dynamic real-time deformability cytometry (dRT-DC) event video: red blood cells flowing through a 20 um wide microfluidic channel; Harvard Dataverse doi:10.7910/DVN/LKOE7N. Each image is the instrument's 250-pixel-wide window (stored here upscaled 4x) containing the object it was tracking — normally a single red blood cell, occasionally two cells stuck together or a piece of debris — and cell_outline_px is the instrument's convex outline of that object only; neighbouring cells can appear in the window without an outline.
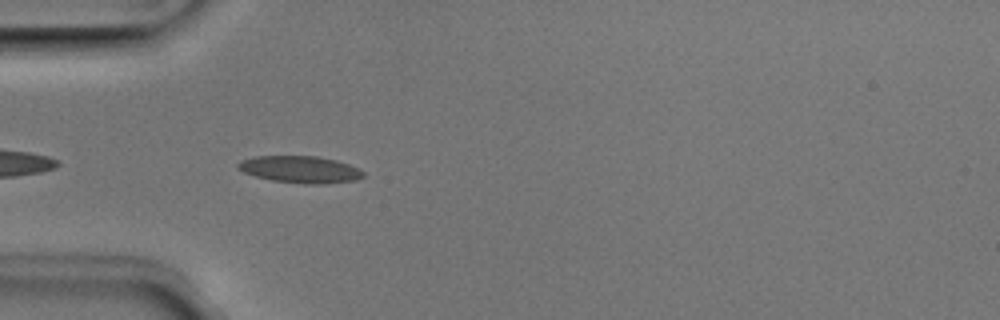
{"species": "Egyptian fruit bat (a non-hibernating species)", "species_latin": "Rousettus aegyptiacus", "temperature_condition": "room temperature", "stored_images_in_passage": 37, "camera_frame_rate_fps": 3000, "um_per_image_px": 0.085, "animal": {"sex": "male"}, "frame": {"image": 1, "passage_image": 2, "time_ms": 0.333, "image_size_px": [1000, 320], "cell_outline_px": [[364, 176], [356, 180], [324, 184], [304, 184], [272, 180], [256, 176], [244, 172], [236, 168], [236, 164], [240, 160], [256, 156], [316, 156], [336, 160], [360, 168], [364, 172]], "centroid_in_image_um": [25.52, 14.4], "position_along_channel_um": 59.5, "area_um2": 19.77}}
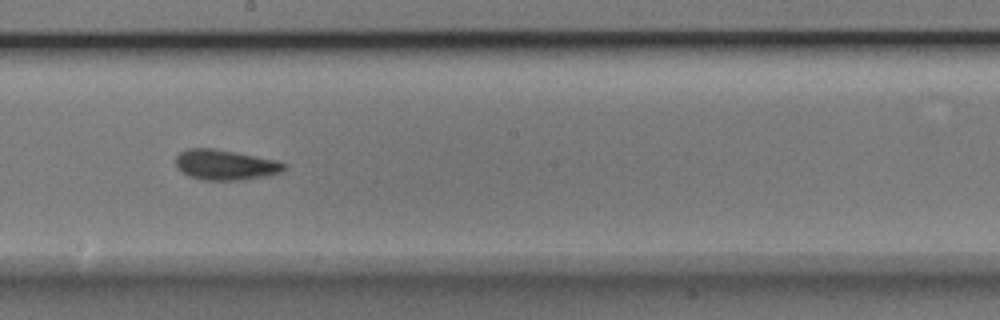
{"frame": {"image": 2, "passage_image": 15, "time_ms": 4.667, "image_size_px": [1000, 320], "cell_outline_px": [[288, 168], [280, 172], [264, 176], [244, 180], [204, 180], [188, 176], [176, 168], [176, 156], [180, 152], [188, 148], [212, 148], [236, 152], [276, 160], [288, 164]], "centroid_in_image_um": [19.15, 14.01], "position_along_channel_um": 229.1, "area_um2": 19.25}}
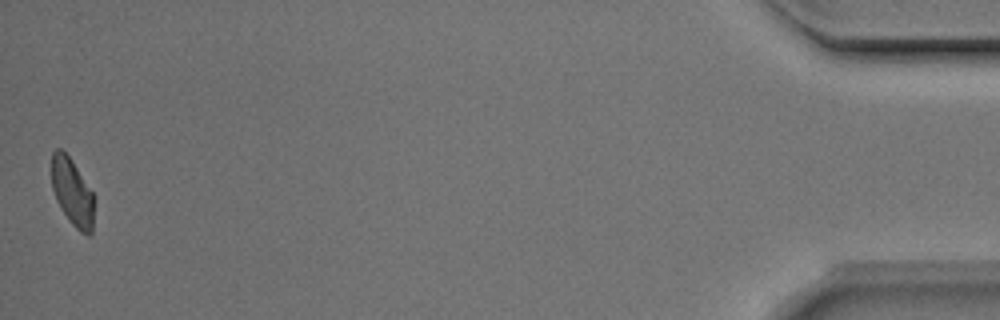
{"frame": {"image": 3, "passage_image": 37, "time_ms": 12.0, "image_size_px": [1000, 320], "cell_outline_px": [[92, 232], [88, 236], [80, 232], [68, 220], [60, 208], [56, 200], [52, 188], [52, 152], [56, 148], [60, 148], [72, 160], [92, 192]], "centroid_in_image_um": [6.11, 16.33], "position_along_channel_um": 429.1, "area_um2": 16.36}, "authors_computed_cell_mechanics": {"area_um2": 18.3804, "velocity_mm_per_s": 3.9953, "shape_relaxation_time_tau1_ms": 5.6018, "shape_relaxation_time_tau2_ms": 1.9062, "deformation_change_tau1": 0.1104, "deformation_change_tau2": 0.0724}}